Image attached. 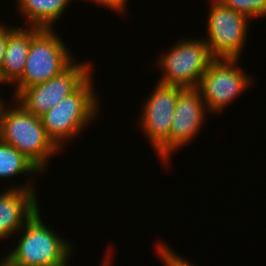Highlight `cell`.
<instances>
[{
    "instance_id": "8",
    "label": "cell",
    "mask_w": 266,
    "mask_h": 266,
    "mask_svg": "<svg viewBox=\"0 0 266 266\" xmlns=\"http://www.w3.org/2000/svg\"><path fill=\"white\" fill-rule=\"evenodd\" d=\"M207 16V36L204 38L214 58L239 59L246 46L249 24L243 14L224 6L220 1H210Z\"/></svg>"
},
{
    "instance_id": "10",
    "label": "cell",
    "mask_w": 266,
    "mask_h": 266,
    "mask_svg": "<svg viewBox=\"0 0 266 266\" xmlns=\"http://www.w3.org/2000/svg\"><path fill=\"white\" fill-rule=\"evenodd\" d=\"M208 112L200 91L197 88H185L176 101L170 129V158L178 149L194 140ZM188 143V144H187Z\"/></svg>"
},
{
    "instance_id": "19",
    "label": "cell",
    "mask_w": 266,
    "mask_h": 266,
    "mask_svg": "<svg viewBox=\"0 0 266 266\" xmlns=\"http://www.w3.org/2000/svg\"><path fill=\"white\" fill-rule=\"evenodd\" d=\"M0 266H20L11 261L6 255L2 259H0Z\"/></svg>"
},
{
    "instance_id": "6",
    "label": "cell",
    "mask_w": 266,
    "mask_h": 266,
    "mask_svg": "<svg viewBox=\"0 0 266 266\" xmlns=\"http://www.w3.org/2000/svg\"><path fill=\"white\" fill-rule=\"evenodd\" d=\"M185 88L163 84L157 81L153 92L142 103V111L138 118L140 130L146 134L154 152L159 156L161 164H169L170 129L178 95Z\"/></svg>"
},
{
    "instance_id": "15",
    "label": "cell",
    "mask_w": 266,
    "mask_h": 266,
    "mask_svg": "<svg viewBox=\"0 0 266 266\" xmlns=\"http://www.w3.org/2000/svg\"><path fill=\"white\" fill-rule=\"evenodd\" d=\"M220 2L251 21L266 17V0H220Z\"/></svg>"
},
{
    "instance_id": "2",
    "label": "cell",
    "mask_w": 266,
    "mask_h": 266,
    "mask_svg": "<svg viewBox=\"0 0 266 266\" xmlns=\"http://www.w3.org/2000/svg\"><path fill=\"white\" fill-rule=\"evenodd\" d=\"M100 103L91 74L73 93L41 116L47 136L62 150L99 118Z\"/></svg>"
},
{
    "instance_id": "13",
    "label": "cell",
    "mask_w": 266,
    "mask_h": 266,
    "mask_svg": "<svg viewBox=\"0 0 266 266\" xmlns=\"http://www.w3.org/2000/svg\"><path fill=\"white\" fill-rule=\"evenodd\" d=\"M72 0H16L27 26L54 28Z\"/></svg>"
},
{
    "instance_id": "3",
    "label": "cell",
    "mask_w": 266,
    "mask_h": 266,
    "mask_svg": "<svg viewBox=\"0 0 266 266\" xmlns=\"http://www.w3.org/2000/svg\"><path fill=\"white\" fill-rule=\"evenodd\" d=\"M39 209L18 231L17 246L6 256L20 266H69L73 244L44 224Z\"/></svg>"
},
{
    "instance_id": "7",
    "label": "cell",
    "mask_w": 266,
    "mask_h": 266,
    "mask_svg": "<svg viewBox=\"0 0 266 266\" xmlns=\"http://www.w3.org/2000/svg\"><path fill=\"white\" fill-rule=\"evenodd\" d=\"M238 61L215 58L201 77L197 89L208 110L207 114L221 113L253 85L252 77L240 68Z\"/></svg>"
},
{
    "instance_id": "1",
    "label": "cell",
    "mask_w": 266,
    "mask_h": 266,
    "mask_svg": "<svg viewBox=\"0 0 266 266\" xmlns=\"http://www.w3.org/2000/svg\"><path fill=\"white\" fill-rule=\"evenodd\" d=\"M11 100L13 103H5L0 112V139L16 148L42 173H47L50 158L61 150L47 136L41 117Z\"/></svg>"
},
{
    "instance_id": "17",
    "label": "cell",
    "mask_w": 266,
    "mask_h": 266,
    "mask_svg": "<svg viewBox=\"0 0 266 266\" xmlns=\"http://www.w3.org/2000/svg\"><path fill=\"white\" fill-rule=\"evenodd\" d=\"M83 1H85V0H83ZM86 1L87 2L88 1L94 2L96 4L103 6V7H106V9L109 8L111 11L117 12L118 14L119 13L125 14L128 10V7L126 8V6L128 4V0H86Z\"/></svg>"
},
{
    "instance_id": "4",
    "label": "cell",
    "mask_w": 266,
    "mask_h": 266,
    "mask_svg": "<svg viewBox=\"0 0 266 266\" xmlns=\"http://www.w3.org/2000/svg\"><path fill=\"white\" fill-rule=\"evenodd\" d=\"M65 44L54 28L33 26V39L23 73L14 83L13 99L25 88L58 75L76 60Z\"/></svg>"
},
{
    "instance_id": "18",
    "label": "cell",
    "mask_w": 266,
    "mask_h": 266,
    "mask_svg": "<svg viewBox=\"0 0 266 266\" xmlns=\"http://www.w3.org/2000/svg\"><path fill=\"white\" fill-rule=\"evenodd\" d=\"M15 28H16L15 25L14 27L13 26L8 27L7 25H5V22L0 23V73L7 47L8 37Z\"/></svg>"
},
{
    "instance_id": "11",
    "label": "cell",
    "mask_w": 266,
    "mask_h": 266,
    "mask_svg": "<svg viewBox=\"0 0 266 266\" xmlns=\"http://www.w3.org/2000/svg\"><path fill=\"white\" fill-rule=\"evenodd\" d=\"M27 181L0 193V242L16 236L39 208L33 179Z\"/></svg>"
},
{
    "instance_id": "20",
    "label": "cell",
    "mask_w": 266,
    "mask_h": 266,
    "mask_svg": "<svg viewBox=\"0 0 266 266\" xmlns=\"http://www.w3.org/2000/svg\"><path fill=\"white\" fill-rule=\"evenodd\" d=\"M0 96H1V94H0ZM3 99H4L3 97H0V112H1L3 105L6 103V101H4Z\"/></svg>"
},
{
    "instance_id": "5",
    "label": "cell",
    "mask_w": 266,
    "mask_h": 266,
    "mask_svg": "<svg viewBox=\"0 0 266 266\" xmlns=\"http://www.w3.org/2000/svg\"><path fill=\"white\" fill-rule=\"evenodd\" d=\"M183 39L177 40L170 50L155 60V66L162 71L158 82L197 88L201 77L215 58L203 38Z\"/></svg>"
},
{
    "instance_id": "9",
    "label": "cell",
    "mask_w": 266,
    "mask_h": 266,
    "mask_svg": "<svg viewBox=\"0 0 266 266\" xmlns=\"http://www.w3.org/2000/svg\"><path fill=\"white\" fill-rule=\"evenodd\" d=\"M90 62H72L46 82L25 88L15 100L29 113L41 117L63 98L73 93L91 74Z\"/></svg>"
},
{
    "instance_id": "14",
    "label": "cell",
    "mask_w": 266,
    "mask_h": 266,
    "mask_svg": "<svg viewBox=\"0 0 266 266\" xmlns=\"http://www.w3.org/2000/svg\"><path fill=\"white\" fill-rule=\"evenodd\" d=\"M26 173L31 176L42 173L28 158L13 146L0 139V178H14Z\"/></svg>"
},
{
    "instance_id": "12",
    "label": "cell",
    "mask_w": 266,
    "mask_h": 266,
    "mask_svg": "<svg viewBox=\"0 0 266 266\" xmlns=\"http://www.w3.org/2000/svg\"><path fill=\"white\" fill-rule=\"evenodd\" d=\"M16 26L10 33L0 73V82L12 86L22 75L26 64L31 40L33 39V26Z\"/></svg>"
},
{
    "instance_id": "16",
    "label": "cell",
    "mask_w": 266,
    "mask_h": 266,
    "mask_svg": "<svg viewBox=\"0 0 266 266\" xmlns=\"http://www.w3.org/2000/svg\"><path fill=\"white\" fill-rule=\"evenodd\" d=\"M166 242L160 241L155 245L157 257L159 256L164 266H195L193 263L184 259V257L178 255L173 249L165 244ZM169 246V247H168Z\"/></svg>"
}]
</instances>
